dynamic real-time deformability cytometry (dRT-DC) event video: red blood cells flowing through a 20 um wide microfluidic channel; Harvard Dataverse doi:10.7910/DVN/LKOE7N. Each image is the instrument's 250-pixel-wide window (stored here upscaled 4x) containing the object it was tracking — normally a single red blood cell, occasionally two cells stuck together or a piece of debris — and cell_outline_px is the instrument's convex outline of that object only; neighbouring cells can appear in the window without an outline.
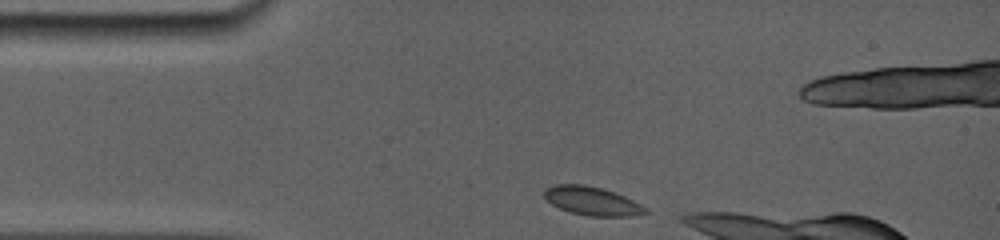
{"species": "common noctule bat (a hibernating species)", "species_latin": "Nyctalus noctula", "temperature_condition": "room temperature", "stored_images_in_passage": 12, "camera_frame_rate_fps": 5000, "um_per_image_px": 0.085, "animal": {"sex": "female", "body_mass_g": 19.0, "forearm_length_mm": 56.7}, "frame": {"image": 1, "passage_image": 1, "time_ms": 0.0, "image_size_px": [1000, 240], "cell_outline_px": [[652, 212], [632, 216], [588, 216], [568, 212], [552, 204], [544, 196], [544, 188], [552, 184], [584, 184], [604, 188], [616, 192], [648, 208]], "centroid_in_image_um": [50.34, 17.08], "position_along_channel_um": 34.7, "area_um2": 17.17}}
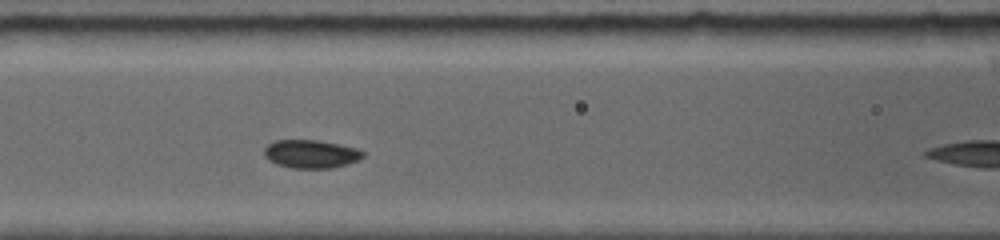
{"frame": {"image": 2, "passage_image": 7, "time_ms": 3.6, "image_size_px": [1000, 240], "cell_outline_px": [[364, 156], [356, 160], [332, 168], [292, 168], [276, 164], [268, 160], [264, 156], [264, 148], [268, 144], [276, 140], [316, 140], [356, 148], [364, 152]], "centroid_in_image_um": [26.37, 13.09], "position_along_channel_um": 140.2, "area_um2": 16.07}}
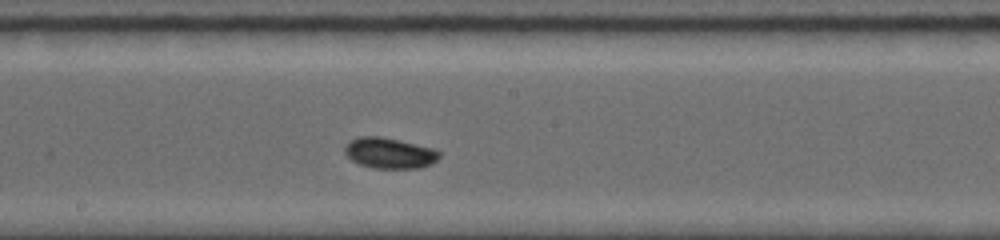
{"frame": {"image": 3, "passage_image": 11, "time_ms": 5.6, "image_size_px": [1000, 240], "cell_outline_px": [[440, 156], [436, 160], [420, 168], [376, 168], [360, 164], [352, 160], [344, 152], [344, 148], [352, 140], [360, 136], [376, 136], [396, 140], [432, 148], [440, 152]], "centroid_in_image_um": [33.09, 13.02], "position_along_channel_um": 215.1, "area_um2": 16.42}}